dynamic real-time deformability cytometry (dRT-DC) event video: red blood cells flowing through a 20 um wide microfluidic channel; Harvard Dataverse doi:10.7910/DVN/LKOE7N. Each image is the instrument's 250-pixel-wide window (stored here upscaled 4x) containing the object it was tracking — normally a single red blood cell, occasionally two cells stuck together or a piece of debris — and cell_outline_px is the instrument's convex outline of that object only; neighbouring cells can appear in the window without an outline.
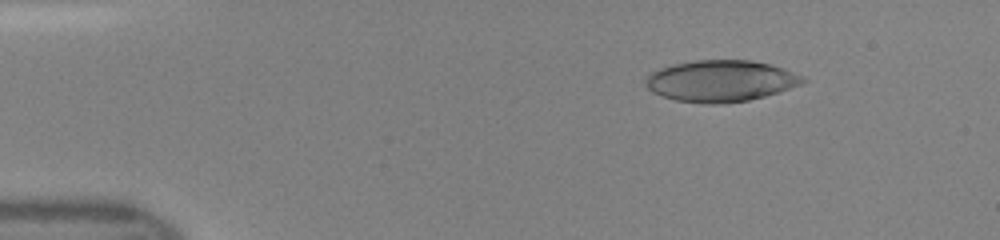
{"species": "human", "species_latin": "Homo sapiens", "temperature_condition": "room temperature", "stored_images_in_passage": 46, "camera_frame_rate_fps": 3000, "um_per_image_px": 0.085, "donor": {"sex": "female"}, "frame": {"image": 1, "passage_image": 6, "time_ms": 1.667, "image_size_px": [1000, 240], "cell_outline_px": [[808, 80], [800, 84], [764, 96], [748, 100], [720, 104], [708, 104], [676, 100], [660, 96], [652, 92], [644, 84], [644, 80], [652, 72], [660, 68], [672, 64], [696, 60], [752, 60], [784, 68], [804, 76]], "centroid_in_image_um": [61.24, 6.88], "position_along_channel_um": 23.8, "area_um2": 37.92}}
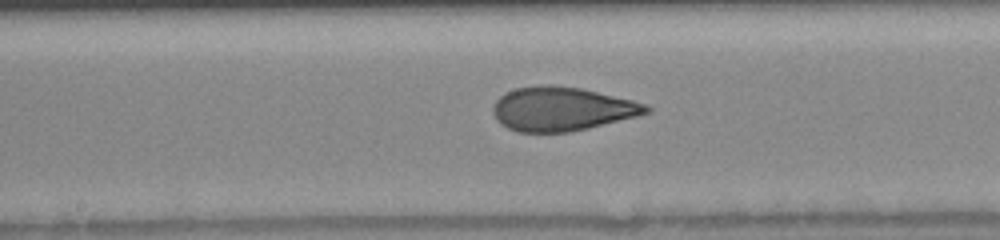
{"frame": {"image": 2, "passage_image": 24, "time_ms": 7.667, "image_size_px": [1000, 240], "cell_outline_px": [[652, 108], [648, 112], [636, 116], [588, 128], [568, 132], [520, 132], [508, 128], [500, 124], [496, 120], [492, 112], [492, 108], [496, 100], [504, 92], [516, 88], [544, 84], [552, 84], [580, 88], [632, 100], [648, 104]], "centroid_in_image_um": [47.72, 9.25], "position_along_channel_um": 200.5, "area_um2": 39.19}}
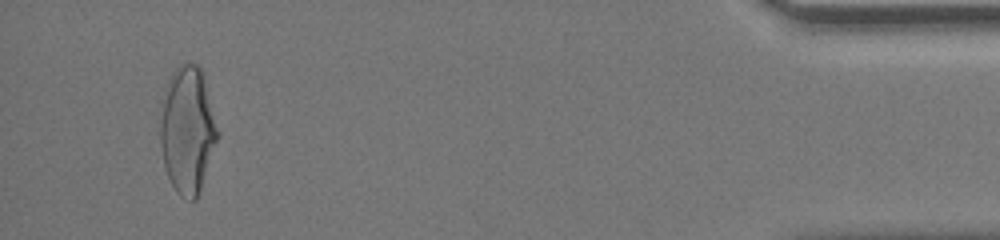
{"frame": {"image": 3, "passage_image": 44, "time_ms": 14.333, "image_size_px": [1000, 240], "cell_outline_px": [[216, 140], [196, 200], [188, 200], [180, 196], [176, 192], [168, 176], [164, 164], [160, 144], [160, 104], [164, 88], [172, 72], [180, 64], [200, 64], [204, 76], [216, 128]], "centroid_in_image_um": [15.87, 11.0], "position_along_channel_um": 419.3, "area_um2": 41.73}}